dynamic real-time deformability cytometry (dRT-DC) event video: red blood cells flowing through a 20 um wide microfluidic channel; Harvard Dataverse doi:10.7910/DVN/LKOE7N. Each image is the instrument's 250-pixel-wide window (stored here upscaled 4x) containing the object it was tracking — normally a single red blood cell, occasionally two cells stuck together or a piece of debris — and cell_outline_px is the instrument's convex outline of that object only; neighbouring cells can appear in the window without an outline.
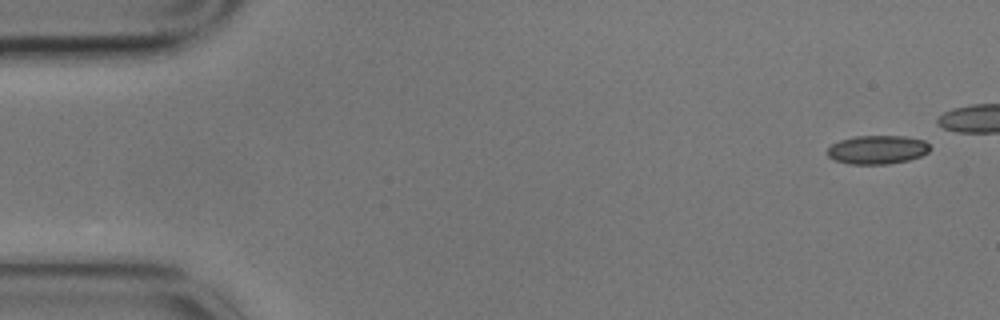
{"species": "common noctule bat (a hibernating species)", "species_latin": "Nyctalus noctula", "temperature_condition": "cold", "stored_images_in_passage": 6, "camera_frame_rate_fps": 3000, "um_per_image_px": 0.085, "animal": {"sex": "male", "body_mass_g": 17.9}, "frame": {"image": 1, "passage_image": 1, "time_ms": 0.0, "image_size_px": [1000, 320], "cell_outline_px": [[932, 148], [928, 152], [920, 156], [908, 160], [888, 164], [848, 164], [836, 160], [828, 156], [828, 148], [832, 144], [840, 140], [852, 136], [904, 136], [924, 140]], "centroid_in_image_um": [74.58, 12.72], "position_along_channel_um": 10.4, "area_um2": 17.17}}
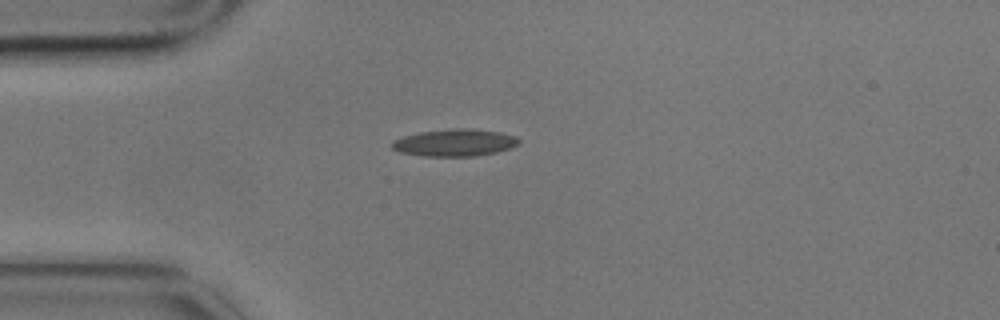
{"frame": {"image": 2, "passage_image": 6, "time_ms": 1.667, "image_size_px": [1000, 320], "cell_outline_px": [[520, 144], [512, 148], [496, 152], [476, 156], [424, 156], [400, 152], [392, 148], [392, 140], [404, 136], [420, 132], [452, 128], [472, 128], [500, 132], [516, 136], [520, 140]], "centroid_in_image_um": [38.69, 12.12], "position_along_channel_um": 46.3, "area_um2": 20.23}}